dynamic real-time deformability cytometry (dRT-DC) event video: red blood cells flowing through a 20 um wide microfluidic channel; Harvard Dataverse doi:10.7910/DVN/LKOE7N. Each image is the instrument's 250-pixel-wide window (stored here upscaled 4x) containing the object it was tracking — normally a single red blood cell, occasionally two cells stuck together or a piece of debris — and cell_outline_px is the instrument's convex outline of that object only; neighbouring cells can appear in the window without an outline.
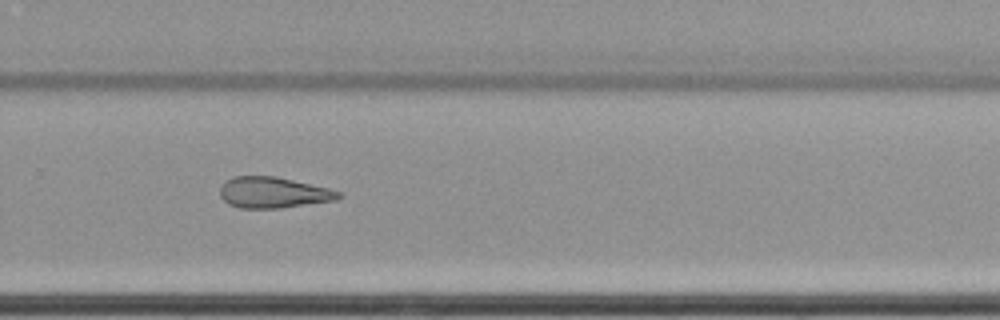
{"species": "common noctule bat (a hibernating species)", "species_latin": "Nyctalus noctula", "temperature_condition": "cold", "stored_images_in_passage": 43, "camera_frame_rate_fps": 3000, "um_per_image_px": 0.085, "animal": {"sex": "female", "body_mass_g": 22.7, "forearm_length_mm": 54.2}, "frame": {"image": 1, "passage_image": 25, "time_ms": 8.0, "image_size_px": [1000, 320], "cell_outline_px": [[344, 196], [336, 200], [280, 208], [240, 208], [228, 204], [220, 196], [220, 188], [228, 180], [236, 176], [276, 176], [328, 188], [340, 192]], "centroid_in_image_um": [23.25, 16.37], "position_along_channel_um": 306.6, "area_um2": 21.27}}